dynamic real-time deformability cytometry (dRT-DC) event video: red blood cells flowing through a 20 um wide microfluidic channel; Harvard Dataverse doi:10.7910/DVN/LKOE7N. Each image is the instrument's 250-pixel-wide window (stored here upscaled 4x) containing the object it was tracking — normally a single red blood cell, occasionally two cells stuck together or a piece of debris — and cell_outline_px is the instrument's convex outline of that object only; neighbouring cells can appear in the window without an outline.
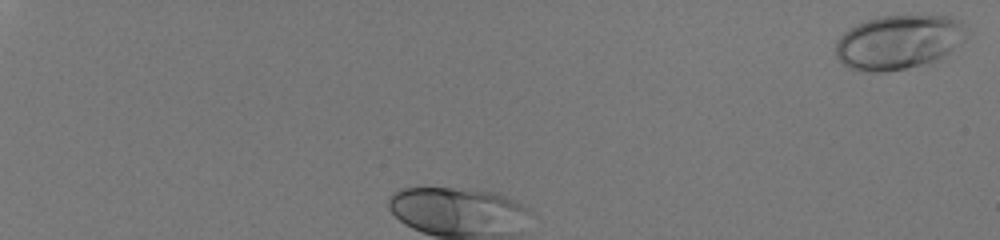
{"species": "human", "species_latin": "Homo sapiens", "temperature_condition": "room temperature", "stored_images_in_passage": 33, "camera_frame_rate_fps": 3000, "um_per_image_px": 0.085, "donor": {"sex": "male"}, "frame": {"image": 1, "passage_image": 1, "time_ms": 0.0, "image_size_px": [1000, 240], "cell_outline_px": [[964, 40], [960, 44], [948, 52], [932, 60], [920, 64], [888, 72], [872, 72], [848, 68], [836, 56], [836, 40], [848, 28], [856, 24], [880, 16], [952, 16], [960, 20], [964, 24]], "centroid_in_image_um": [76.33, 3.56], "position_along_channel_um": 8.7, "area_um2": 40.86}}
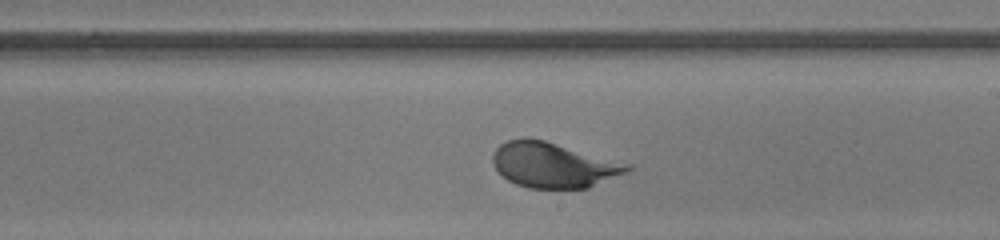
{"frame": {"image": 2, "passage_image": 21, "time_ms": 6.667, "image_size_px": [1000, 240], "cell_outline_px": [[632, 168], [624, 172], [588, 188], [528, 188], [516, 184], [508, 180], [492, 164], [492, 156], [496, 148], [500, 144], [508, 140], [524, 136], [544, 140], [632, 164]], "centroid_in_image_um": [47.0, 14.01], "position_along_channel_um": 242.0, "area_um2": 35.32}}
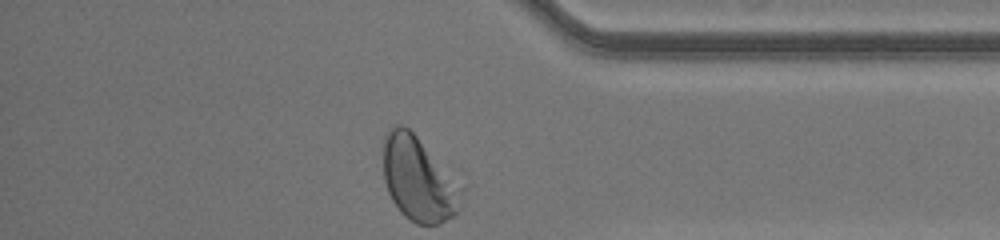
{"frame": {"image": 3, "passage_image": 33, "time_ms": 10.667, "image_size_px": [1000, 240], "cell_outline_px": [[468, 184], [460, 212], [456, 216], [440, 224], [416, 224], [404, 216], [400, 212], [392, 200], [388, 192], [384, 180], [380, 152], [380, 148], [384, 136], [396, 124], [404, 124]], "centroid_in_image_um": [35.68, 15.21], "position_along_channel_um": 399.5, "area_um2": 41.15}, "authors_computed_cell_mechanics": {"area_um2": 36.0094, "velocity_mm_per_s": 4.0739, "shape_relaxation_time_tau1_ms": 2.124, "shape_relaxation_time_tau2_ms": null, "deformation_change_tau1": 0.1638, "deformation_change_tau2": null}}